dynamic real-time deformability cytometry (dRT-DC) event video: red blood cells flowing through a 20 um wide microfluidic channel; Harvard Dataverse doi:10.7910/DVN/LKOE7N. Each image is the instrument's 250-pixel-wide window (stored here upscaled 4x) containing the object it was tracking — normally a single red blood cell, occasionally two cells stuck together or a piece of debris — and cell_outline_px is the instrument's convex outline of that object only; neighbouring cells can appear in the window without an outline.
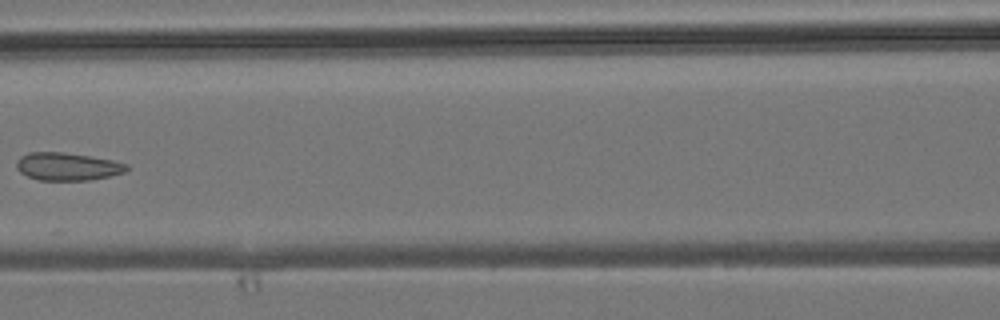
{"species": "common noctule bat (a hibernating species)", "species_latin": "Nyctalus noctula", "temperature_condition": "room temperature", "stored_images_in_passage": 6, "camera_frame_rate_fps": 3000, "um_per_image_px": 0.085, "animal": {"sex": "male", "body_mass_g": 19.2, "forearm_length_mm": 51.8}, "frame": {"image": 1, "passage_image": 6, "time_ms": 6.667, "image_size_px": [1000, 320], "cell_outline_px": [[128, 168], [124, 172], [108, 176], [88, 180], [40, 180], [28, 176], [20, 172], [16, 168], [16, 160], [20, 156], [28, 152], [64, 152], [112, 160], [128, 164]], "centroid_in_image_um": [5.69, 14.14], "position_along_channel_um": 160.9, "area_um2": 17.74}}